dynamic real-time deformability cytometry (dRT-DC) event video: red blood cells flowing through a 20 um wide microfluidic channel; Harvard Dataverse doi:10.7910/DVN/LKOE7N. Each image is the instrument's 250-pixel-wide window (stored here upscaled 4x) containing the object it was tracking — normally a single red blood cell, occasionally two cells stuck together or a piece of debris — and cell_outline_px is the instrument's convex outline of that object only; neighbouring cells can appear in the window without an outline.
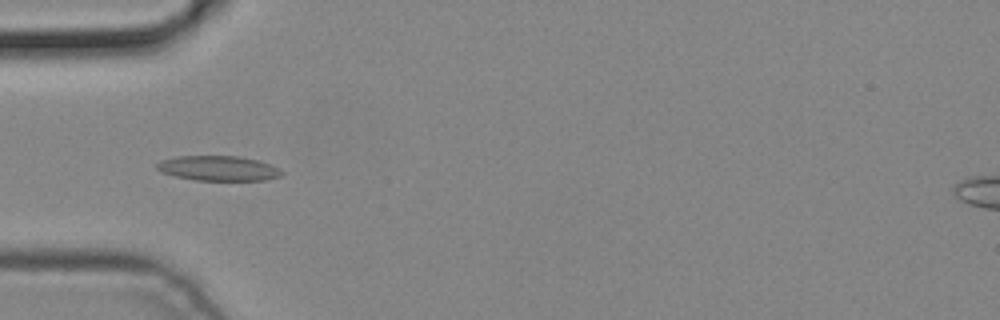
{"species": "common noctule bat (a hibernating species)", "species_latin": "Nyctalus noctula", "temperature_condition": "cold", "stored_images_in_passage": 4, "camera_frame_rate_fps": 3000, "um_per_image_px": 0.085, "animal": {"sex": "male", "body_mass_g": 19.2, "forearm_length_mm": 51.8}, "frame": {"image": 1, "passage_image": 4, "time_ms": 1.0, "image_size_px": [1000, 320], "cell_outline_px": [[284, 172], [280, 176], [264, 180], [196, 180], [176, 176], [160, 172], [156, 168], [156, 164], [160, 160], [176, 156], [240, 156], [256, 160], [268, 164]], "centroid_in_image_um": [18.5, 14.3], "position_along_channel_um": 66.5, "area_um2": 17.98}}